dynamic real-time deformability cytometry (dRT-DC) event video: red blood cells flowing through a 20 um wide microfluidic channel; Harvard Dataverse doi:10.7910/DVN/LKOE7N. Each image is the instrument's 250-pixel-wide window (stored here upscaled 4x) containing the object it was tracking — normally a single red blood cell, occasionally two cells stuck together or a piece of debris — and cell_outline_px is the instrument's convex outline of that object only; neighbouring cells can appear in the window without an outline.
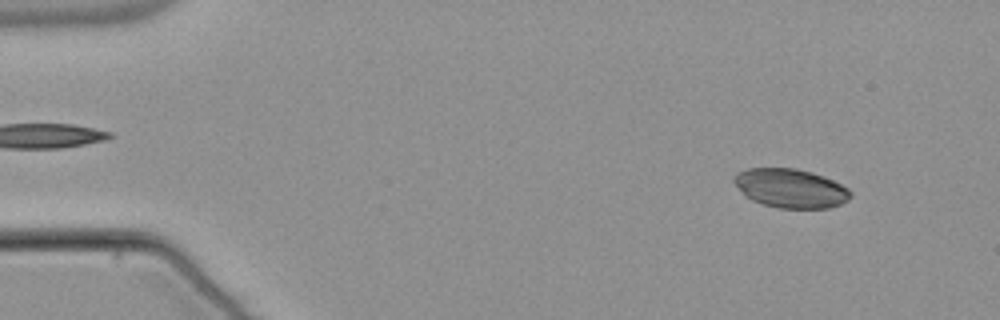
{"species": "common noctule bat (a hibernating species)", "species_latin": "Nyctalus noctula", "temperature_condition": "warm", "stored_images_in_passage": 53, "camera_frame_rate_fps": 3000, "um_per_image_px": 0.085, "animal": {"sex": "male", "body_mass_g": 21.5, "forearm_length_mm": 52.0}, "frame": {"image": 1, "passage_image": 5, "time_ms": 1.333, "image_size_px": [1000, 320], "cell_outline_px": [[852, 196], [848, 200], [840, 204], [828, 208], [780, 208], [764, 204], [752, 200], [732, 180], [736, 172], [748, 168], [796, 168], [812, 172], [824, 176], [848, 188], [852, 192]], "centroid_in_image_um": [67.23, 15.99], "position_along_channel_um": 17.8, "area_um2": 26.3}}
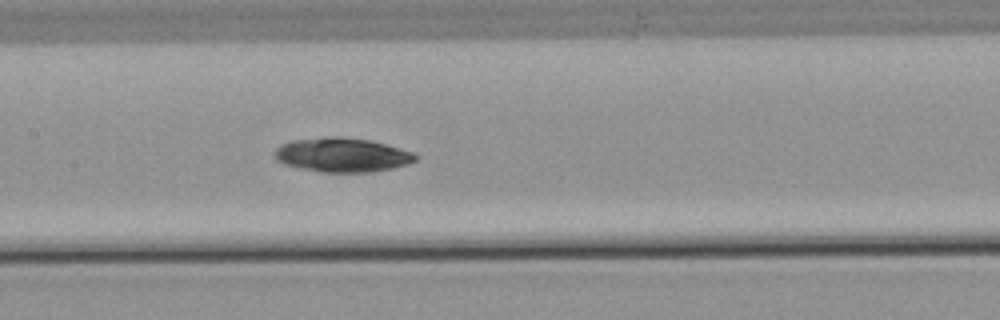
{"frame": {"image": 2, "passage_image": 26, "time_ms": 8.333, "image_size_px": [1000, 320], "cell_outline_px": [[416, 160], [408, 164], [392, 168], [372, 172], [324, 172], [300, 168], [284, 164], [276, 160], [272, 152], [280, 144], [292, 140], [328, 136], [340, 136], [372, 140], [412, 152], [416, 156]], "centroid_in_image_um": [29.03, 13.16], "position_along_channel_um": 178.4, "area_um2": 28.21}}
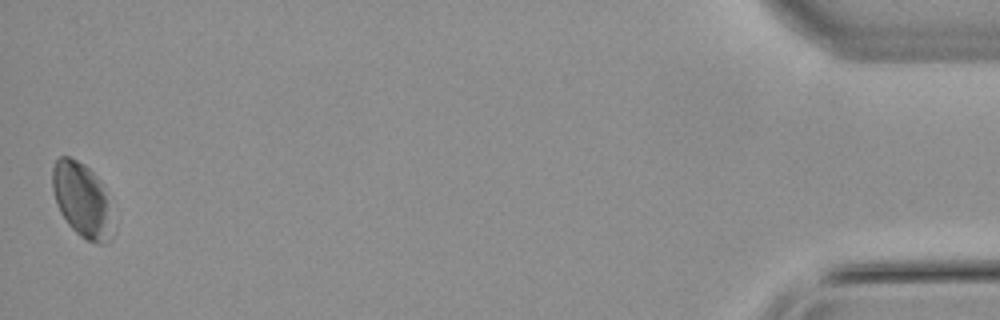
{"frame": {"image": 3, "passage_image": 53, "time_ms": 17.333, "image_size_px": [1000, 320], "cell_outline_px": [[112, 236], [104, 244], [100, 244], [88, 240], [80, 236], [68, 224], [60, 212], [56, 204], [52, 188], [52, 168], [56, 160], [60, 156], [68, 156], [84, 164], [100, 180], [104, 196]], "centroid_in_image_um": [6.88, 16.97], "position_along_channel_um": 428.3, "area_um2": 25.26}, "authors_computed_cell_mechanics": {"area_um2": 26.9348, "velocity_mm_per_s": 3.8117, "shape_relaxation_time_tau1_ms": null, "shape_relaxation_time_tau2_ms": 3.9255, "deformation_change_tau1": null, "deformation_change_tau2": 0.0725}}